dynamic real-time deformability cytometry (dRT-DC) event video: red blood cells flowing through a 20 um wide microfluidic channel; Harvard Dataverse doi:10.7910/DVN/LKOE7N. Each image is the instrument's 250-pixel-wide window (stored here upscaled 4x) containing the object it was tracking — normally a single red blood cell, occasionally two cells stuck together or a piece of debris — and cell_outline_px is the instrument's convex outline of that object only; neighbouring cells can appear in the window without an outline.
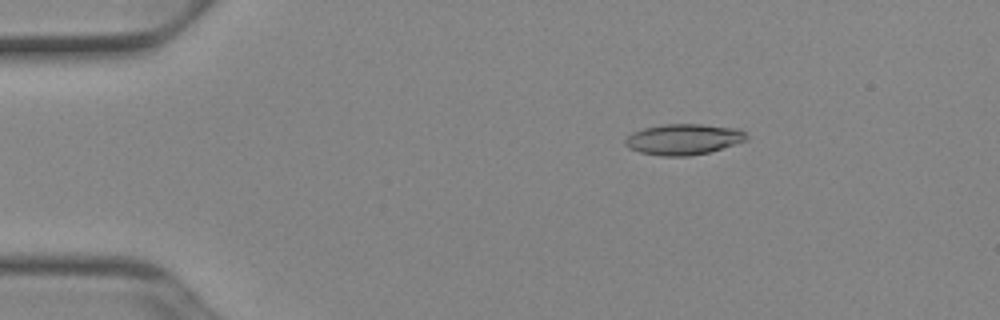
{"species": "Egyptian fruit bat (a non-hibernating species)", "species_latin": "Rousettus aegyptiacus", "temperature_condition": "cold", "stored_images_in_passage": 52, "camera_frame_rate_fps": 3000, "um_per_image_px": 0.085, "animal": {"sex": "female"}, "frame": {"image": 1, "passage_image": 9, "time_ms": 2.667, "image_size_px": [1000, 320], "cell_outline_px": [[748, 140], [708, 152], [688, 156], [660, 156], [640, 152], [628, 148], [624, 144], [624, 140], [632, 132], [644, 128], [664, 124], [700, 124], [736, 128], [744, 132], [748, 136]], "centroid_in_image_um": [58.07, 11.84], "position_along_channel_um": 26.9, "area_um2": 21.73}}
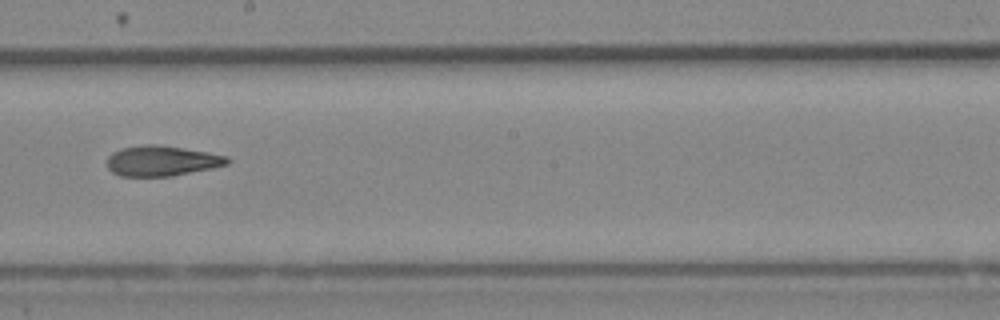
{"frame": {"image": 2, "passage_image": 30, "time_ms": 9.667, "image_size_px": [1000, 320], "cell_outline_px": [[232, 160], [228, 164], [212, 168], [172, 176], [120, 176], [112, 172], [108, 168], [108, 156], [112, 152], [120, 148], [144, 144], [160, 144], [208, 152], [228, 156]], "centroid_in_image_um": [13.76, 13.66], "position_along_channel_um": 234.4, "area_um2": 21.44}}
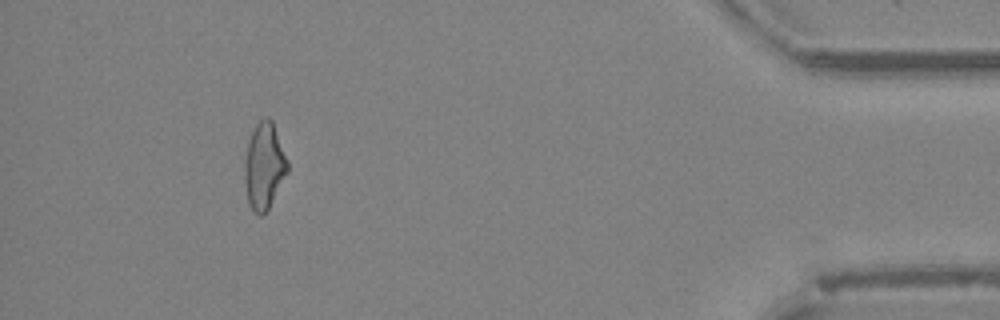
{"frame": {"image": 3, "passage_image": 48, "time_ms": 15.667, "image_size_px": [1000, 320], "cell_outline_px": [[288, 172], [268, 208], [260, 216], [252, 212], [248, 204], [244, 180], [244, 164], [248, 144], [252, 132], [256, 124], [264, 116], [268, 116], [272, 120], [288, 160]], "centroid_in_image_um": [22.45, 14.11], "position_along_channel_um": 412.8, "area_um2": 21.62}, "authors_computed_cell_mechanics": {"area_um2": 21.3282, "velocity_mm_per_s": 3.9389, "shape_relaxation_time_tau1_ms": null, "shape_relaxation_time_tau2_ms": 5.2067, "deformation_change_tau1": null, "deformation_change_tau2": 0.1498}}